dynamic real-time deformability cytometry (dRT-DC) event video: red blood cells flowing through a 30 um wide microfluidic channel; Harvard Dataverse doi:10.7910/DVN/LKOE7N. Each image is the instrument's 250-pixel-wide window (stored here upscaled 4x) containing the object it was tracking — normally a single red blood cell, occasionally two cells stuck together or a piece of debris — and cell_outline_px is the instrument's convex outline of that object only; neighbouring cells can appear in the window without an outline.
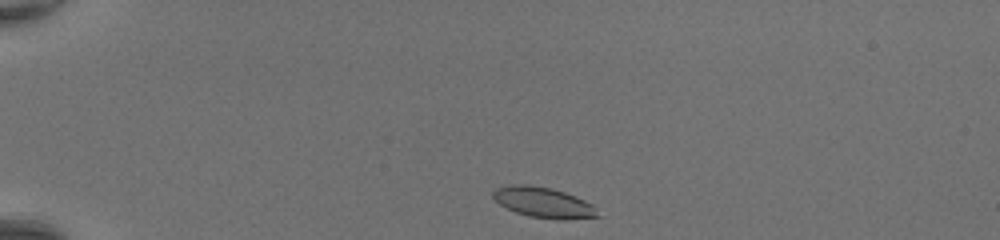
{"species": "common noctule bat (a hibernating species)", "species_latin": "Nyctalus noctula", "temperature_condition": "room temperature", "stored_images_in_passage": 38, "camera_frame_rate_fps": 3000, "um_per_image_px": 0.085, "animal": {"sex": "female", "body_mass_g": 20.0, "forearm_length_mm": 54.0}, "frame": {"image": 1, "passage_image": 1, "time_ms": 0.0, "image_size_px": [1000, 240], "cell_outline_px": [[600, 216], [564, 220], [556, 220], [528, 216], [516, 212], [500, 204], [492, 196], [492, 192], [496, 188], [512, 184], [528, 184], [552, 188], [576, 196], [592, 204], [596, 208]], "centroid_in_image_um": [46.2, 17.21], "position_along_channel_um": 38.8, "area_um2": 18.67}}
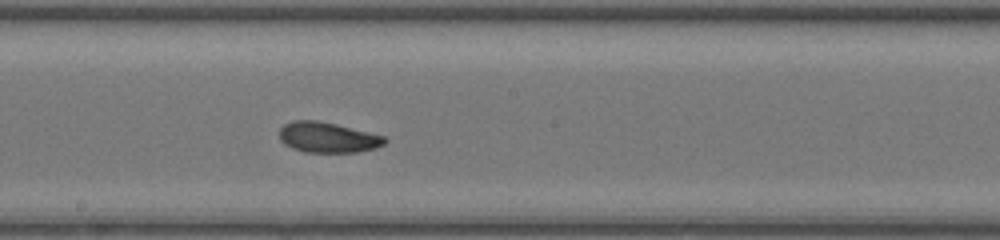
{"frame": {"image": 2, "passage_image": 18, "time_ms": 5.667, "image_size_px": [1000, 240], "cell_outline_px": [[388, 140], [384, 144], [376, 148], [356, 152], [304, 152], [292, 148], [284, 144], [280, 140], [280, 128], [284, 124], [292, 120], [316, 120], [336, 124], [384, 136]], "centroid_in_image_um": [27.84, 11.68], "position_along_channel_um": 220.4, "area_um2": 18.67}}
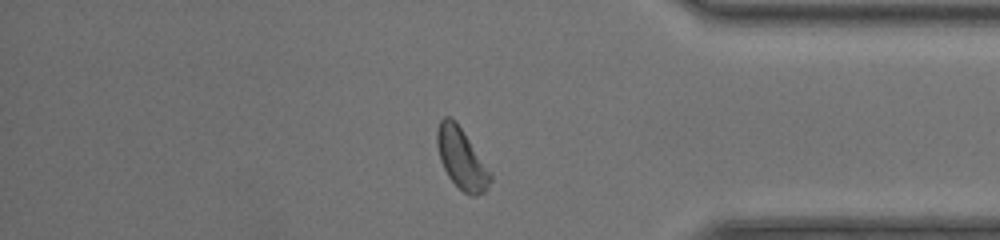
{"frame": {"image": 3, "passage_image": 31, "time_ms": 10.0, "image_size_px": [1000, 240], "cell_outline_px": [[492, 180], [484, 192], [476, 196], [472, 196], [464, 192], [448, 176], [440, 160], [436, 144], [436, 132], [440, 120], [444, 116], [448, 116], [456, 120], [492, 172]], "centroid_in_image_um": [39.24, 13.45], "position_along_channel_um": 396.0, "area_um2": 19.02}, "authors_computed_cell_mechanics": {"area_um2": 18.5827, "velocity_mm_per_s": 4.3825, "shape_relaxation_time_tau1_ms": 2.0516, "shape_relaxation_time_tau2_ms": 2.7074, "deformation_change_tau1": 0.1175, "deformation_change_tau2": 0.1011}}